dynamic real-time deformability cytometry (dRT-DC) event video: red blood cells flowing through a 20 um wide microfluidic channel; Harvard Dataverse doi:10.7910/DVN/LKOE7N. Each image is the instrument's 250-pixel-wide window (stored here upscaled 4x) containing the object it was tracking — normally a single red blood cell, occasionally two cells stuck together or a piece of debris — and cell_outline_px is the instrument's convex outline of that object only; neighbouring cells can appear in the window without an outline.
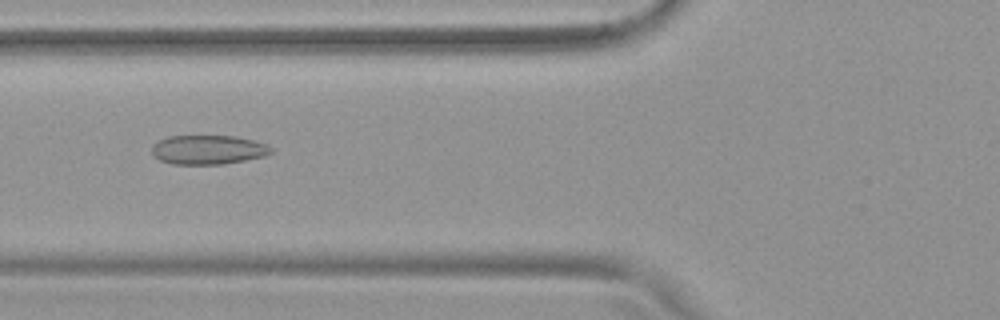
{"species": "common noctule bat (a hibernating species)", "species_latin": "Nyctalus noctula", "temperature_condition": "warm", "stored_images_in_passage": 53, "camera_frame_rate_fps": 3000, "um_per_image_px": 0.085, "animal": {"sex": "female", "body_mass_g": 19.9}, "frame": {"image": 1, "passage_image": 21, "time_ms": 6.667, "image_size_px": [1000, 320], "cell_outline_px": [[272, 152], [264, 156], [224, 164], [172, 164], [160, 160], [152, 156], [152, 144], [168, 136], [236, 136], [268, 144], [272, 148]], "centroid_in_image_um": [17.67, 12.73], "position_along_channel_um": 108.1, "area_um2": 20.35}}
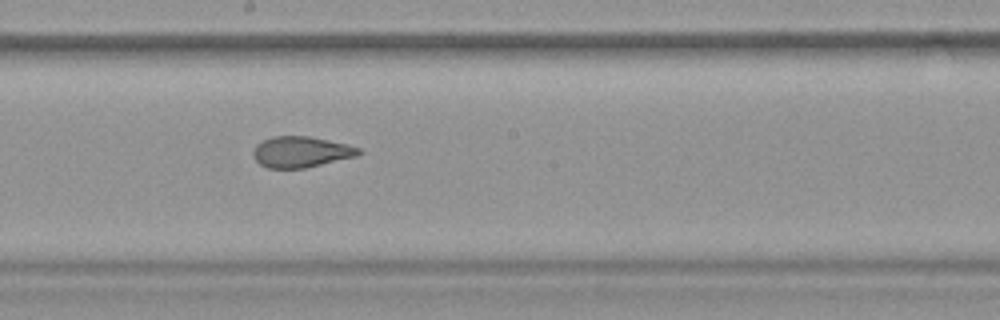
{"frame": {"image": 2, "passage_image": 30, "time_ms": 9.667, "image_size_px": [1000, 320], "cell_outline_px": [[364, 152], [356, 156], [304, 168], [268, 168], [260, 164], [252, 156], [252, 152], [256, 144], [272, 136], [308, 136], [348, 144], [360, 148]], "centroid_in_image_um": [25.58, 12.91], "position_along_channel_um": 222.6, "area_um2": 19.02}}
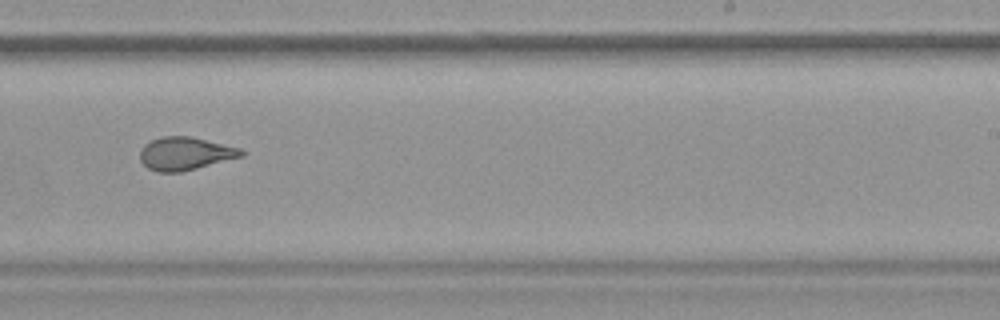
{"frame": {"image": 3, "passage_image": 34, "time_ms": 11.0, "image_size_px": [1000, 320], "cell_outline_px": [[244, 156], [180, 172], [156, 172], [148, 168], [140, 160], [140, 148], [144, 144], [160, 136], [188, 136], [240, 148], [244, 152]], "centroid_in_image_um": [15.7, 13.05], "position_along_channel_um": 273.3, "area_um2": 19.36}, "authors_computed_cell_mechanics": {"area_um2": 22.1952, "velocity_mm_per_s": 3.825, "shape_relaxation_time_tau1_ms": null, "shape_relaxation_time_tau2_ms": 1.3699, "deformation_change_tau1": null, "deformation_change_tau2": 0.0785}}